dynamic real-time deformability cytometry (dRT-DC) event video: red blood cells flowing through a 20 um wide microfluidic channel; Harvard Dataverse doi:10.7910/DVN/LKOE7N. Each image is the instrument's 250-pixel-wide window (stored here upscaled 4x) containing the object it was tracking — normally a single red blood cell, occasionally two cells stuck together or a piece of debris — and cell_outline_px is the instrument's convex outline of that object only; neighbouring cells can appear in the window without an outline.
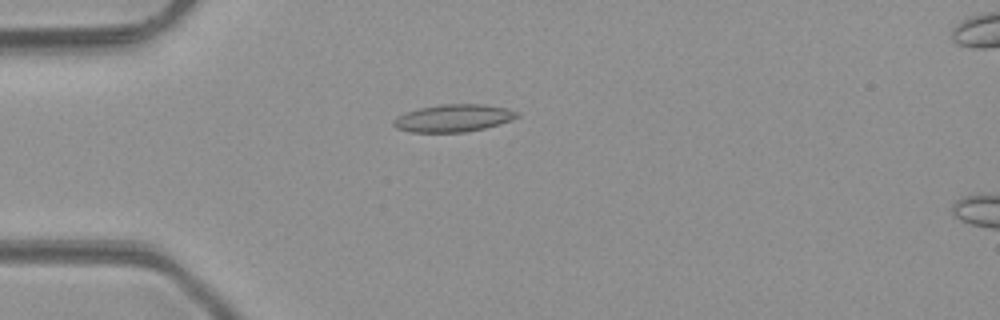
{"species": "common noctule bat (a hibernating species)", "species_latin": "Nyctalus noctula", "temperature_condition": "room temperature", "stored_images_in_passage": 2, "camera_frame_rate_fps": 3000, "um_per_image_px": 0.085, "animal": {"sex": "male", "body_mass_g": 23.1, "forearm_length_mm": 52.7}, "frame": {"image": 1, "passage_image": 1, "time_ms": 0.0, "image_size_px": [1000, 320], "cell_outline_px": [[520, 116], [512, 120], [500, 124], [468, 132], [412, 132], [396, 128], [392, 124], [392, 120], [396, 116], [420, 108], [440, 104], [484, 104], [508, 108], [520, 112]], "centroid_in_image_um": [38.58, 10.04], "position_along_channel_um": 46.4, "area_um2": 19.94}}